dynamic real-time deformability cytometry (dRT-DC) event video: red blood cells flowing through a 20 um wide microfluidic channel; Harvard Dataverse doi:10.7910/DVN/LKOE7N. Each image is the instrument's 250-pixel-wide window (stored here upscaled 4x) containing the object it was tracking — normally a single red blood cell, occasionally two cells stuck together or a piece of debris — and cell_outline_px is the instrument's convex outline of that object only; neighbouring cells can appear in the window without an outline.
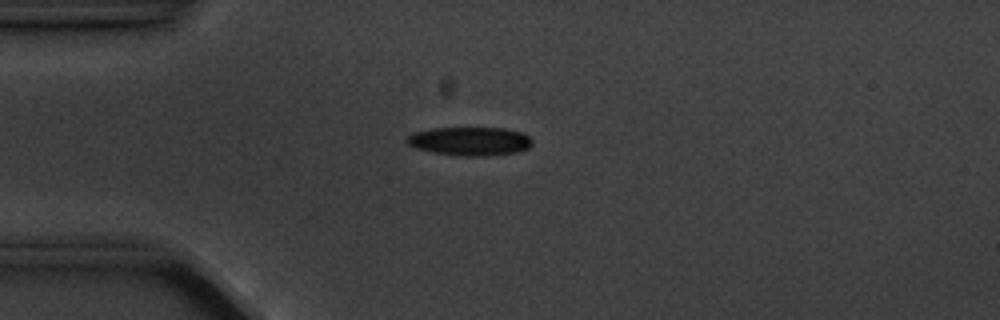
{"species": "common noctule bat (a hibernating species)", "species_latin": "Nyctalus noctula", "temperature_condition": "cold", "stored_images_in_passage": 5, "camera_frame_rate_fps": 3000, "um_per_image_px": 0.085, "animal": {"sex": "male", "body_mass_g": 20.1, "forearm_length_mm": 53.5}, "frame": {"image": 1, "passage_image": 1, "time_ms": 0.0, "image_size_px": [1000, 320], "cell_outline_px": [[532, 144], [528, 148], [516, 152], [480, 156], [468, 156], [436, 152], [416, 148], [408, 144], [404, 140], [412, 132], [432, 128], [504, 128], [520, 132], [528, 136], [532, 140]], "centroid_in_image_um": [39.92, 11.98], "position_along_channel_um": 45.1, "area_um2": 20.63}}